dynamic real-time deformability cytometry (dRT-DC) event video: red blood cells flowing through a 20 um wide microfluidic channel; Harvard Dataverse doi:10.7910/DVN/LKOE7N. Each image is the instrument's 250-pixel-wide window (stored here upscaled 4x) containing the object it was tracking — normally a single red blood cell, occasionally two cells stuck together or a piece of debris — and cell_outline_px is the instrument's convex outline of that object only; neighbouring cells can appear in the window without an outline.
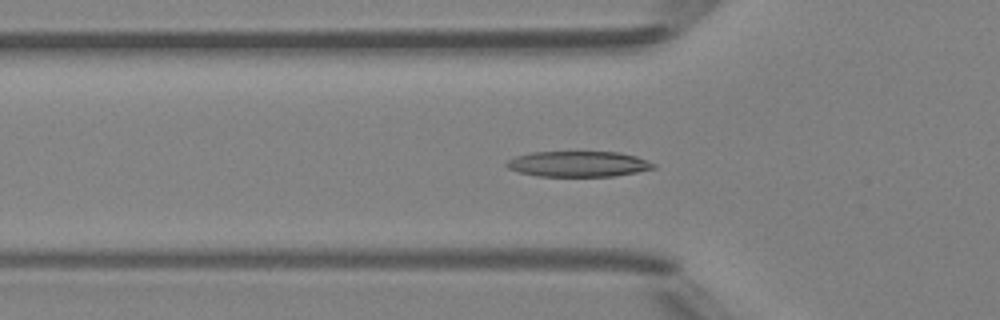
{"species": "Egyptian fruit bat (a non-hibernating species)", "species_latin": "Rousettus aegyptiacus", "temperature_condition": "room temperature", "stored_images_in_passage": 50, "segment_of_instrument_passage": [1, 2], "camera_frame_rate_fps": 3000, "um_per_image_px": 0.085, "animal": {"sex": "female"}, "frame": {"image": 1, "passage_image": 17, "time_ms": 5.333, "image_size_px": [1000, 320], "cell_outline_px": [[656, 168], [616, 176], [536, 176], [520, 172], [508, 168], [504, 164], [508, 160], [516, 156], [532, 152], [620, 152], [636, 156], [656, 164]], "centroid_in_image_um": [49.16, 13.94], "position_along_channel_um": 76.6, "area_um2": 21.91}}
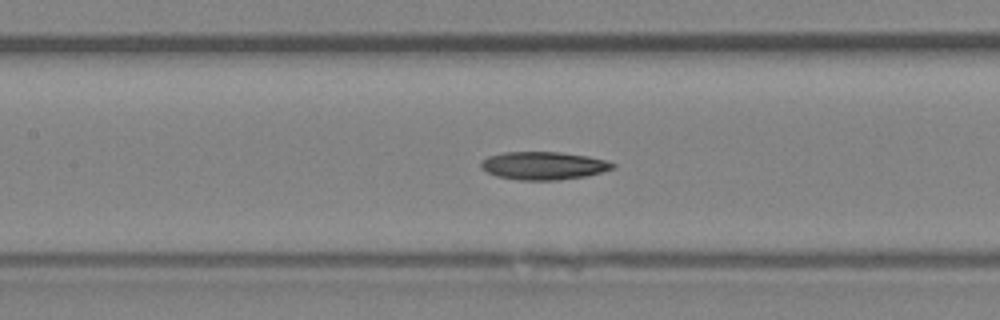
{"frame": {"image": 2, "passage_image": 23, "time_ms": 7.333, "image_size_px": [1000, 320], "cell_outline_px": [[616, 168], [584, 176], [556, 180], [520, 180], [496, 176], [480, 168], [480, 164], [488, 156], [504, 152], [560, 152], [588, 156], [604, 160], [616, 164]], "centroid_in_image_um": [46.19, 14.08], "position_along_channel_um": 161.2, "area_um2": 21.33}}
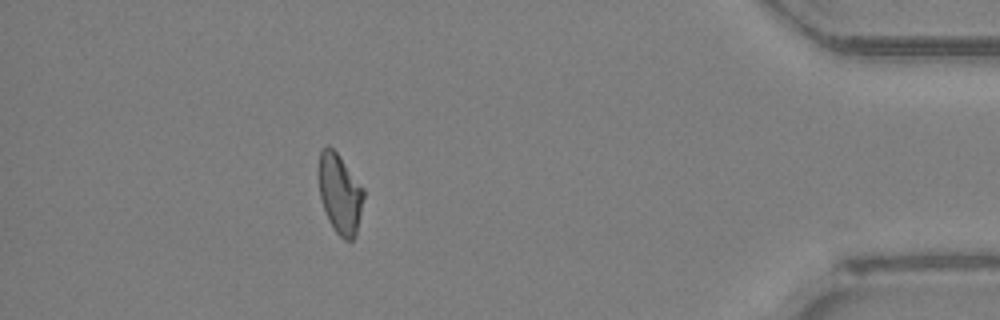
{"frame": {"image": 3, "passage_image": 44, "time_ms": 14.333, "image_size_px": [1000, 320], "cell_outline_px": [[364, 196], [356, 232], [352, 240], [344, 240], [336, 232], [328, 220], [320, 200], [320, 152], [328, 144], [336, 152], [364, 188]], "centroid_in_image_um": [28.9, 16.49], "position_along_channel_um": 406.3, "area_um2": 20.4}}